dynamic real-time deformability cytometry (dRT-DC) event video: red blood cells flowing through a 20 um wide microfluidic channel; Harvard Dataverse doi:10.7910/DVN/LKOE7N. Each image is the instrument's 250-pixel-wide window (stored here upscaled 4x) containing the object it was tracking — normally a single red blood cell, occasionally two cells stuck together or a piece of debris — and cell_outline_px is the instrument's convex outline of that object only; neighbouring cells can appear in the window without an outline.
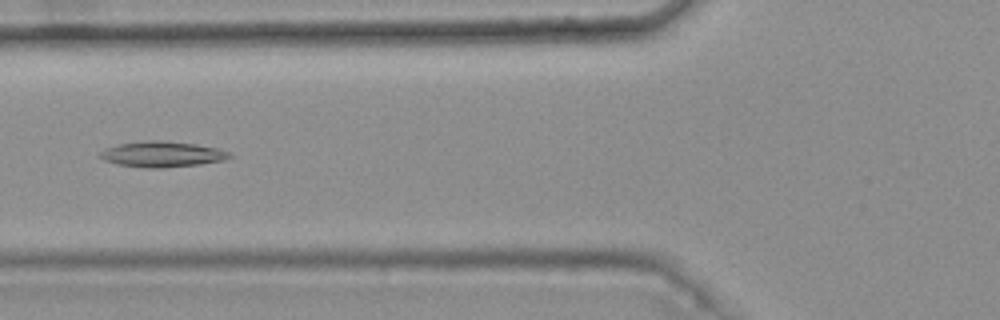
{"species": "common noctule bat (a hibernating species)", "species_latin": "Nyctalus noctula", "temperature_condition": "warm", "stored_images_in_passage": 6, "camera_frame_rate_fps": 3000, "um_per_image_px": 0.085, "animal": {"sex": "female", "body_mass_g": 25.1}, "frame": {"image": 1, "passage_image": 6, "time_ms": 1.667, "image_size_px": [1000, 320], "cell_outline_px": [[232, 156], [224, 160], [200, 164], [164, 168], [148, 168], [120, 164], [104, 160], [96, 156], [100, 152], [108, 148], [120, 144], [152, 140], [160, 140], [196, 144], [216, 148], [228, 152]], "centroid_in_image_um": [13.78, 13.11], "position_along_channel_um": 112.0, "area_um2": 19.07}}